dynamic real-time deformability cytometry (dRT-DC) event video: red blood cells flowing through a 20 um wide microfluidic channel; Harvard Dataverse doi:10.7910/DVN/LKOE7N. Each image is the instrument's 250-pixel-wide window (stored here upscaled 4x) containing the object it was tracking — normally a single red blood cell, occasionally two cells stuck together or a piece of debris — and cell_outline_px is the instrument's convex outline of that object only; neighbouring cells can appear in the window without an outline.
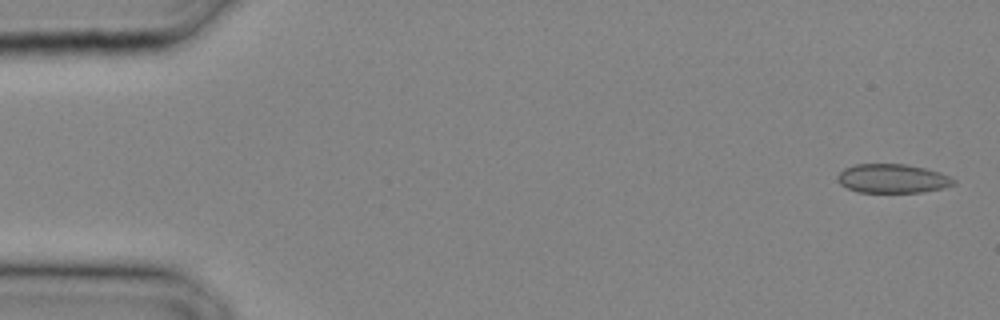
{"species": "common noctule bat (a hibernating species)", "species_latin": "Nyctalus noctula", "temperature_condition": "cold", "stored_images_in_passage": 13, "camera_frame_rate_fps": 3000, "um_per_image_px": 0.085, "animal": {"sex": "male", "body_mass_g": 20.4}, "frame": {"image": 1, "passage_image": 1, "time_ms": 0.0, "image_size_px": [1000, 320], "cell_outline_px": [[956, 184], [944, 188], [920, 192], [856, 192], [840, 184], [836, 180], [836, 176], [844, 168], [856, 164], [904, 164], [924, 168], [940, 172], [956, 180]], "centroid_in_image_um": [75.85, 15.18], "position_along_channel_um": 9.2, "area_um2": 19.65}}
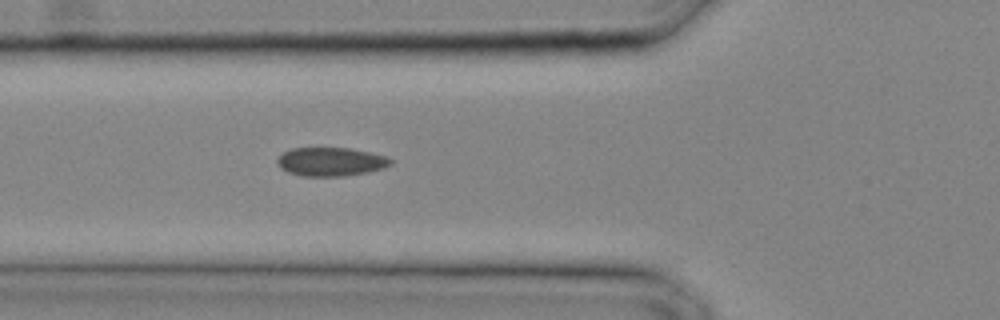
{"frame": {"image": 2, "passage_image": 11, "time_ms": 3.333, "image_size_px": [1000, 320], "cell_outline_px": [[392, 164], [384, 168], [344, 176], [304, 176], [288, 172], [280, 168], [276, 164], [276, 160], [284, 152], [292, 148], [348, 148], [372, 152], [388, 156], [392, 160]], "centroid_in_image_um": [28.13, 13.74], "position_along_channel_um": 97.7, "area_um2": 18.96}}
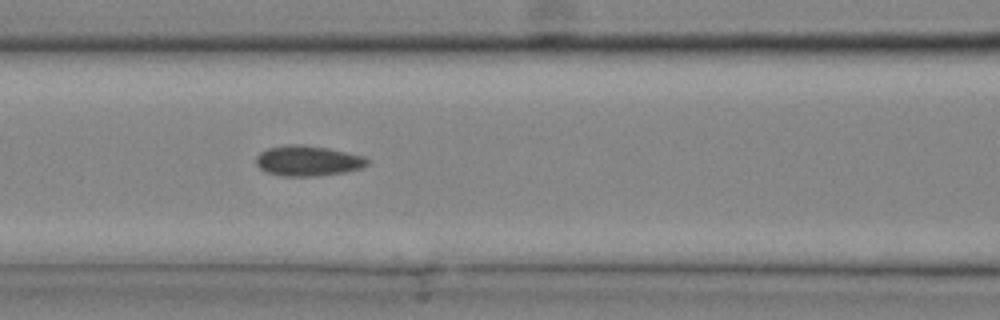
{"frame": {"image": 3, "passage_image": 13, "time_ms": 4.0, "image_size_px": [1000, 320], "cell_outline_px": [[368, 164], [360, 168], [344, 172], [316, 176], [280, 176], [264, 172], [256, 164], [256, 156], [260, 152], [268, 148], [288, 144], [300, 144], [328, 148], [364, 156], [368, 160]], "centroid_in_image_um": [26.12, 13.67], "position_along_channel_um": 140.5, "area_um2": 19.71}}